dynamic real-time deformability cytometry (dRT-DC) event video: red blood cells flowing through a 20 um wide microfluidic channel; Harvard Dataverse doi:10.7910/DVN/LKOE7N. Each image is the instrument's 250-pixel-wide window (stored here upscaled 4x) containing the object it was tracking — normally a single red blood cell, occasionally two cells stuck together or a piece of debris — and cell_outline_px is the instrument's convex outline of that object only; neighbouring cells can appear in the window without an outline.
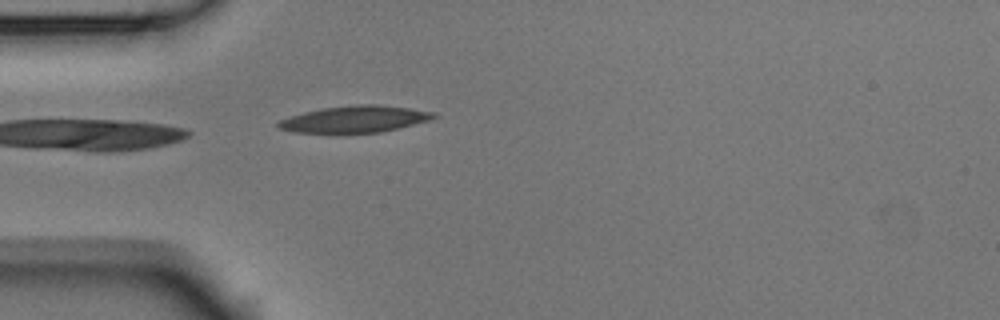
{"species": "Egyptian fruit bat (a non-hibernating species)", "species_latin": "Rousettus aegyptiacus", "temperature_condition": "room temperature", "stored_images_in_passage": 5, "camera_frame_rate_fps": 3000, "um_per_image_px": 0.085, "animal": {"sex": "male"}, "frame": {"image": 1, "passage_image": 5, "time_ms": 1.333, "image_size_px": [1000, 320], "cell_outline_px": [[436, 116], [432, 120], [380, 132], [296, 132], [280, 128], [276, 124], [280, 120], [288, 116], [320, 108], [356, 104], [376, 104], [408, 108], [436, 112]], "centroid_in_image_um": [30.18, 10.11], "position_along_channel_um": 54.8, "area_um2": 23.93}}